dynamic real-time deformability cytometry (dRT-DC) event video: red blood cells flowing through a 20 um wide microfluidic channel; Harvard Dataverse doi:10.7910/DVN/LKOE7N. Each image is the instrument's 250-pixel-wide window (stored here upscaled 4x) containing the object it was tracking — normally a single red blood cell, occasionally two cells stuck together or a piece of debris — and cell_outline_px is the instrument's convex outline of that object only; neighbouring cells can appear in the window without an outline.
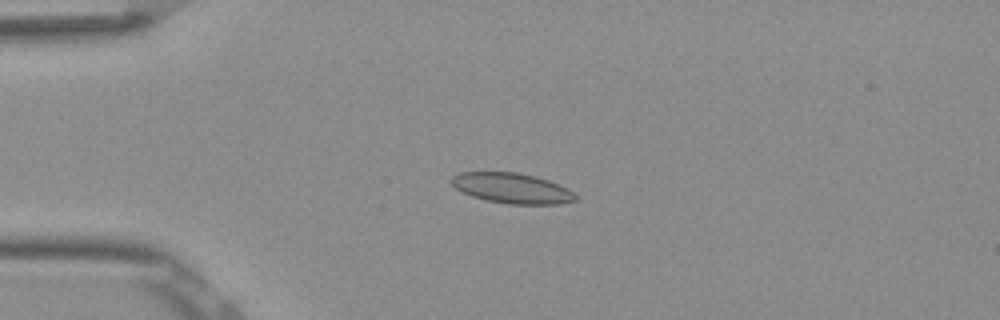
{"species": "Egyptian fruit bat (a non-hibernating species)", "species_latin": "Rousettus aegyptiacus", "temperature_condition": "room temperature", "stored_images_in_passage": 54, "camera_frame_rate_fps": 3000, "um_per_image_px": 0.085, "frame": {"image": 1, "passage_image": 14, "time_ms": 4.333, "image_size_px": [1000, 320], "cell_outline_px": [[576, 200], [556, 204], [508, 204], [488, 200], [472, 196], [456, 188], [448, 180], [452, 176], [460, 172], [516, 172], [536, 176], [548, 180], [568, 188], [576, 196]], "centroid_in_image_um": [43.5, 15.98], "position_along_channel_um": 41.5, "area_um2": 21.79}}
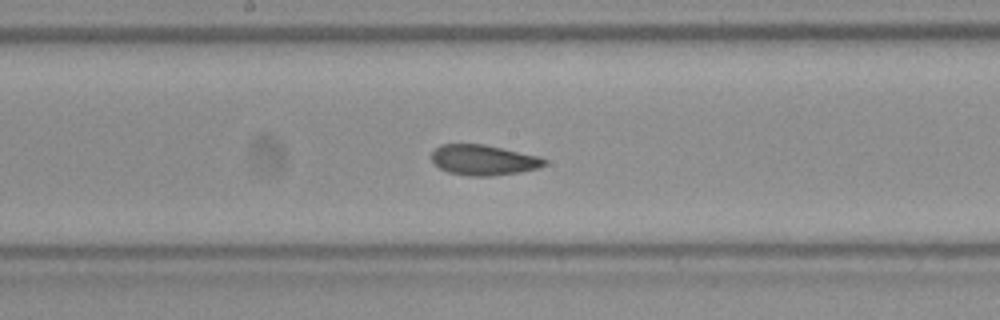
{"frame": {"image": 2, "passage_image": 29, "time_ms": 9.333, "image_size_px": [1000, 320], "cell_outline_px": [[548, 164], [540, 168], [520, 172], [492, 176], [468, 176], [448, 172], [440, 168], [432, 160], [432, 152], [440, 144], [484, 144], [540, 156], [548, 160]], "centroid_in_image_um": [41.15, 13.6], "position_along_channel_um": 207.0, "area_um2": 20.17}}
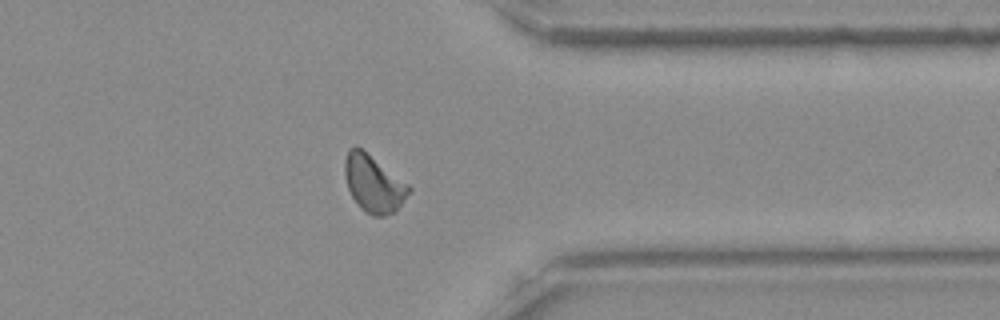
{"frame": {"image": 3, "passage_image": 43, "time_ms": 14.0, "image_size_px": [1000, 320], "cell_outline_px": [[412, 188], [396, 212], [384, 216], [372, 216], [360, 208], [352, 196], [348, 188], [344, 176], [344, 160], [348, 148], [356, 144], [408, 184]], "centroid_in_image_um": [31.73, 15.6], "position_along_channel_um": 379.7, "area_um2": 21.39}, "authors_computed_cell_mechanics": {"area_um2": 20.4034, "velocity_mm_per_s": 3.8453, "shape_relaxation_time_tau1_ms": null, "shape_relaxation_time_tau2_ms": 2.0366, "deformation_change_tau1": null, "deformation_change_tau2": 0.072}}